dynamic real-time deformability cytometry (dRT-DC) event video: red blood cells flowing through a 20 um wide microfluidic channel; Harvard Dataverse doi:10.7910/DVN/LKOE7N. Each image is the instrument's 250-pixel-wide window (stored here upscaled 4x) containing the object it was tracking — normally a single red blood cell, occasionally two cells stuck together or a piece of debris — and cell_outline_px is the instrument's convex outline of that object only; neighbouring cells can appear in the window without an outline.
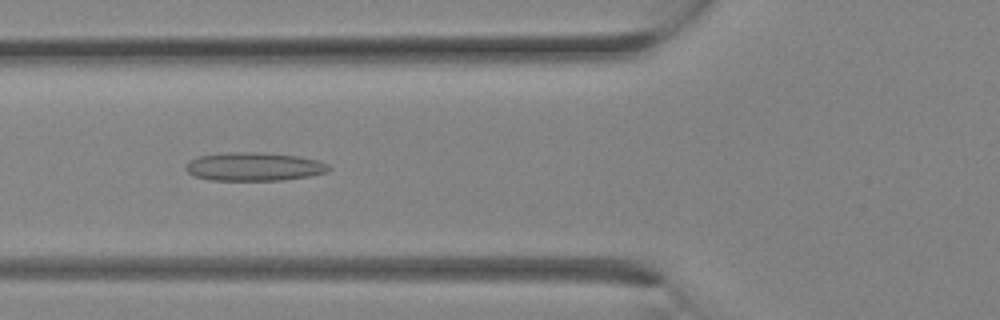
{"species": "Egyptian fruit bat (a non-hibernating species)", "species_latin": "Rousettus aegyptiacus", "temperature_condition": "room temperature", "stored_images_in_passage": 10, "camera_frame_rate_fps": 3000, "um_per_image_px": 0.085, "animal": {"sex": "female"}, "frame": {"image": 1, "passage_image": 5, "time_ms": 1.333, "image_size_px": [1000, 320], "cell_outline_px": [[332, 168], [328, 172], [308, 176], [280, 180], [212, 180], [192, 176], [184, 168], [188, 160], [196, 156], [228, 152], [256, 152], [300, 156], [320, 160], [328, 164]], "centroid_in_image_um": [21.58, 14.15], "position_along_channel_um": 104.2, "area_um2": 23.99}}
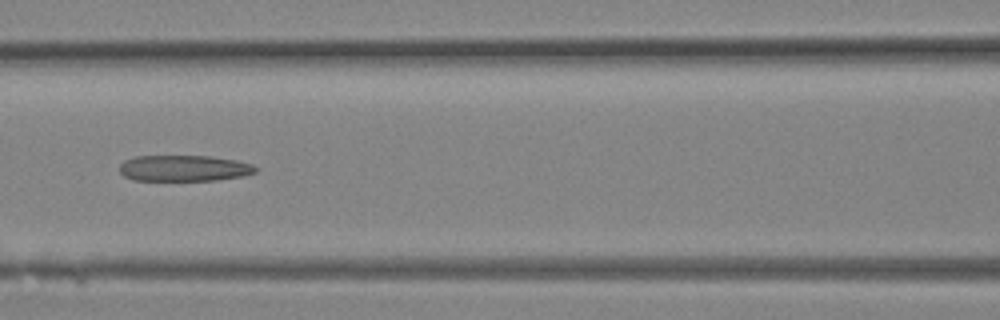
{"frame": {"image": 2, "passage_image": 7, "time_ms": 2.0, "image_size_px": [1000, 320], "cell_outline_px": [[260, 168], [256, 172], [244, 176], [216, 180], [132, 180], [124, 176], [120, 172], [120, 164], [124, 160], [136, 156], [208, 156], [236, 160], [252, 164]], "centroid_in_image_um": [15.66, 14.3], "position_along_channel_um": 150.9, "area_um2": 20.75}}
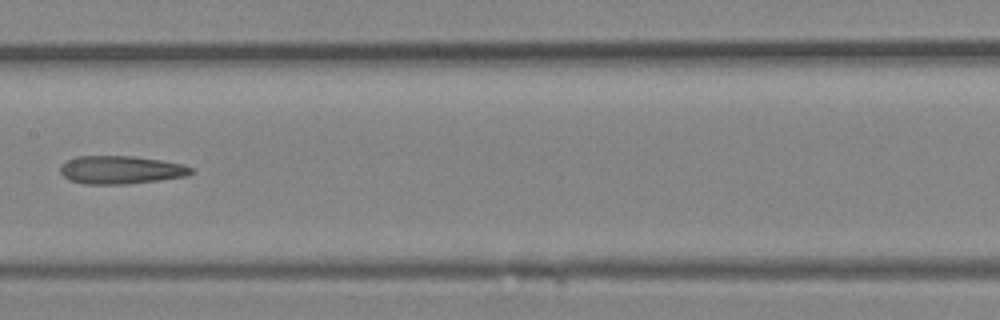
{"frame": {"image": 3, "passage_image": 9, "time_ms": 2.667, "image_size_px": [1000, 320], "cell_outline_px": [[196, 172], [188, 176], [160, 180], [128, 184], [84, 184], [68, 180], [60, 172], [60, 164], [76, 156], [132, 156], [160, 160], [184, 164], [192, 168]], "centroid_in_image_um": [10.29, 14.44], "position_along_channel_um": 197.1, "area_um2": 21.68}}